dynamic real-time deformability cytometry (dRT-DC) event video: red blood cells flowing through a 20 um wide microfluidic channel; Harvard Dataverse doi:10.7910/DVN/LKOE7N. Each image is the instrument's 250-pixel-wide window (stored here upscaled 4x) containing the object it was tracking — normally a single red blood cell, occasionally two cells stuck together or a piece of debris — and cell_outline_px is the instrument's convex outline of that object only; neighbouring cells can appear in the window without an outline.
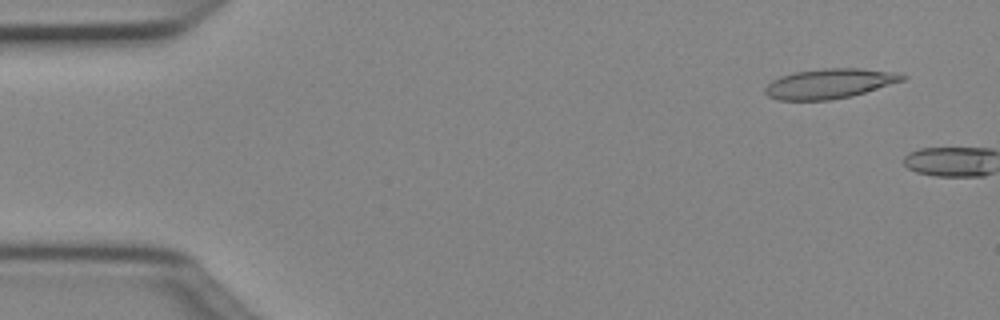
{"species": "Egyptian fruit bat (a non-hibernating species)", "species_latin": "Rousettus aegyptiacus", "temperature_condition": "cold", "stored_images_in_passage": 4, "camera_frame_rate_fps": 3000, "um_per_image_px": 0.085, "animal": {"sex": "female"}, "frame": {"image": 1, "passage_image": 3, "time_ms": 0.667, "image_size_px": [1000, 320], "cell_outline_px": [[908, 76], [904, 80], [852, 96], [828, 100], [776, 100], [768, 96], [764, 92], [764, 88], [772, 80], [780, 76], [796, 72], [824, 68], [860, 68], [892, 72]], "centroid_in_image_um": [70.47, 7.11], "position_along_channel_um": 14.5, "area_um2": 23.76}}